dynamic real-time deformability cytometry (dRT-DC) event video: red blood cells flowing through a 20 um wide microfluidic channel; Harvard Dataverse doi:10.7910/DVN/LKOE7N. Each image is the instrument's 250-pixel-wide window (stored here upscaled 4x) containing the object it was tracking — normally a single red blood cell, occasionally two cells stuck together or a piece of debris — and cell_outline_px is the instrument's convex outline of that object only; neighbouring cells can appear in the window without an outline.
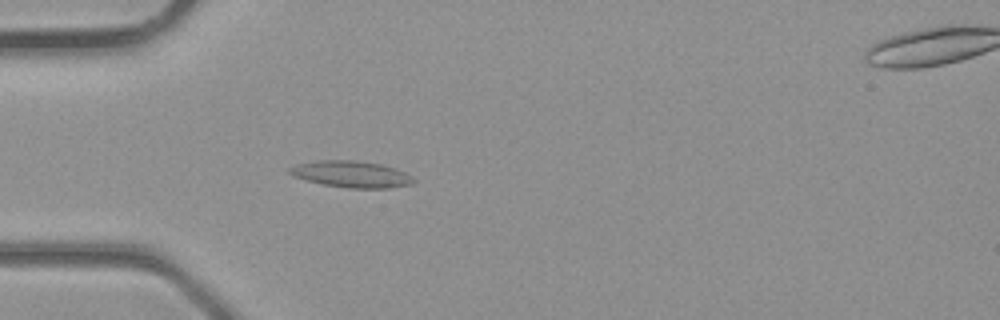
{"species": "common noctule bat (a hibernating species)", "species_latin": "Nyctalus noctula", "temperature_condition": "room temperature", "stored_images_in_passage": 39, "camera_frame_rate_fps": 3000, "um_per_image_px": 0.085, "animal": {"sex": "male", "body_mass_g": 23.1, "forearm_length_mm": 52.7}, "frame": {"image": 1, "passage_image": 12, "time_ms": 3.667, "image_size_px": [1000, 320], "cell_outline_px": [[416, 180], [412, 184], [388, 188], [348, 188], [324, 184], [292, 176], [288, 172], [288, 168], [296, 164], [316, 160], [356, 160], [380, 164], [404, 172], [412, 176]], "centroid_in_image_um": [29.84, 14.8], "position_along_channel_um": 55.2, "area_um2": 19.07}}
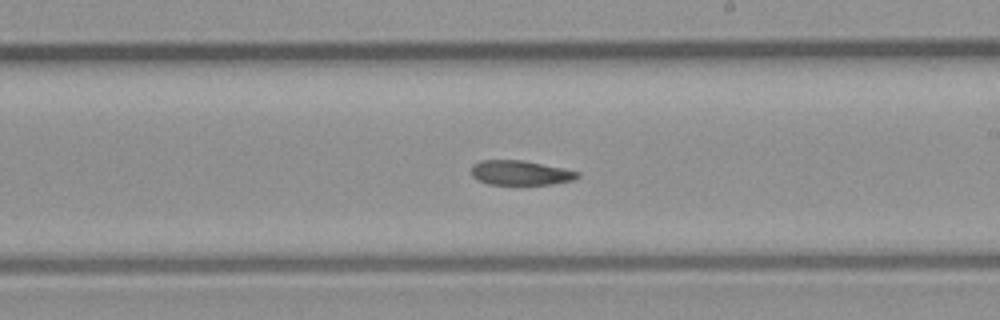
{"frame": {"image": 2, "passage_image": 23, "time_ms": 7.333, "image_size_px": [1000, 320], "cell_outline_px": [[580, 176], [572, 180], [552, 184], [488, 184], [472, 176], [472, 164], [480, 160], [524, 160], [580, 172]], "centroid_in_image_um": [44.22, 14.68], "position_along_channel_um": 244.8, "area_um2": 15.09}}
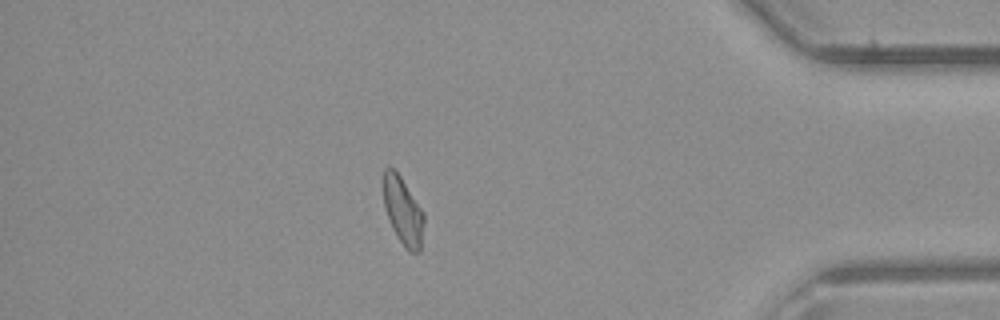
{"frame": {"image": 3, "passage_image": 34, "time_ms": 11.0, "image_size_px": [1000, 320], "cell_outline_px": [[424, 224], [420, 252], [408, 252], [392, 228], [388, 220], [384, 204], [380, 180], [384, 168], [392, 168], [400, 176], [424, 212]], "centroid_in_image_um": [34.21, 17.9], "position_along_channel_um": 401.0, "area_um2": 16.3}}